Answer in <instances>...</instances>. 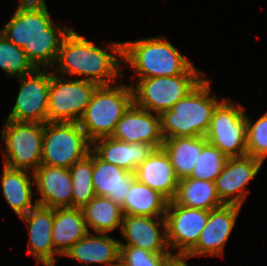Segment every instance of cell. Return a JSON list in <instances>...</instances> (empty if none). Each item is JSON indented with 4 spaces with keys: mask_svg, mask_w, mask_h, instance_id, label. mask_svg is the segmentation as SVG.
I'll return each mask as SVG.
<instances>
[{
    "mask_svg": "<svg viewBox=\"0 0 267 266\" xmlns=\"http://www.w3.org/2000/svg\"><path fill=\"white\" fill-rule=\"evenodd\" d=\"M169 254L152 253L145 249L120 245V266H165Z\"/></svg>",
    "mask_w": 267,
    "mask_h": 266,
    "instance_id": "33",
    "label": "cell"
},
{
    "mask_svg": "<svg viewBox=\"0 0 267 266\" xmlns=\"http://www.w3.org/2000/svg\"><path fill=\"white\" fill-rule=\"evenodd\" d=\"M209 212L169 201L165 214L168 247L178 249L177 253H188L206 226Z\"/></svg>",
    "mask_w": 267,
    "mask_h": 266,
    "instance_id": "12",
    "label": "cell"
},
{
    "mask_svg": "<svg viewBox=\"0 0 267 266\" xmlns=\"http://www.w3.org/2000/svg\"><path fill=\"white\" fill-rule=\"evenodd\" d=\"M3 167L1 186L4 198L14 213L20 217L37 206L36 202L32 203L34 186L31 181H34V176L29 177V172L26 170L13 169L5 165Z\"/></svg>",
    "mask_w": 267,
    "mask_h": 266,
    "instance_id": "24",
    "label": "cell"
},
{
    "mask_svg": "<svg viewBox=\"0 0 267 266\" xmlns=\"http://www.w3.org/2000/svg\"><path fill=\"white\" fill-rule=\"evenodd\" d=\"M5 128L1 131L5 151V166L34 172L40 165L42 157L44 123L17 122L6 119Z\"/></svg>",
    "mask_w": 267,
    "mask_h": 266,
    "instance_id": "8",
    "label": "cell"
},
{
    "mask_svg": "<svg viewBox=\"0 0 267 266\" xmlns=\"http://www.w3.org/2000/svg\"><path fill=\"white\" fill-rule=\"evenodd\" d=\"M207 143L205 136L164 139L162 148L168 154L179 180L191 175L195 162Z\"/></svg>",
    "mask_w": 267,
    "mask_h": 266,
    "instance_id": "25",
    "label": "cell"
},
{
    "mask_svg": "<svg viewBox=\"0 0 267 266\" xmlns=\"http://www.w3.org/2000/svg\"><path fill=\"white\" fill-rule=\"evenodd\" d=\"M161 226L164 227L162 234L159 231ZM120 231L127 240V244L120 241V245L138 247L158 254L171 253L168 249L165 217L123 215Z\"/></svg>",
    "mask_w": 267,
    "mask_h": 266,
    "instance_id": "16",
    "label": "cell"
},
{
    "mask_svg": "<svg viewBox=\"0 0 267 266\" xmlns=\"http://www.w3.org/2000/svg\"><path fill=\"white\" fill-rule=\"evenodd\" d=\"M123 60L138 78L203 74L162 36L122 42Z\"/></svg>",
    "mask_w": 267,
    "mask_h": 266,
    "instance_id": "3",
    "label": "cell"
},
{
    "mask_svg": "<svg viewBox=\"0 0 267 266\" xmlns=\"http://www.w3.org/2000/svg\"><path fill=\"white\" fill-rule=\"evenodd\" d=\"M155 149L150 143H127L112 137H104L94 140L91 150L103 161L134 173Z\"/></svg>",
    "mask_w": 267,
    "mask_h": 266,
    "instance_id": "20",
    "label": "cell"
},
{
    "mask_svg": "<svg viewBox=\"0 0 267 266\" xmlns=\"http://www.w3.org/2000/svg\"><path fill=\"white\" fill-rule=\"evenodd\" d=\"M136 179L172 201L178 186L173 166L165 150L157 148L134 172Z\"/></svg>",
    "mask_w": 267,
    "mask_h": 266,
    "instance_id": "19",
    "label": "cell"
},
{
    "mask_svg": "<svg viewBox=\"0 0 267 266\" xmlns=\"http://www.w3.org/2000/svg\"><path fill=\"white\" fill-rule=\"evenodd\" d=\"M64 79L50 72L48 122L78 123L99 85L84 79Z\"/></svg>",
    "mask_w": 267,
    "mask_h": 266,
    "instance_id": "9",
    "label": "cell"
},
{
    "mask_svg": "<svg viewBox=\"0 0 267 266\" xmlns=\"http://www.w3.org/2000/svg\"><path fill=\"white\" fill-rule=\"evenodd\" d=\"M192 256L188 253H176L172 252L168 255L165 266H189L186 264V260Z\"/></svg>",
    "mask_w": 267,
    "mask_h": 266,
    "instance_id": "34",
    "label": "cell"
},
{
    "mask_svg": "<svg viewBox=\"0 0 267 266\" xmlns=\"http://www.w3.org/2000/svg\"><path fill=\"white\" fill-rule=\"evenodd\" d=\"M97 234V236H92L88 232L64 256L86 266L93 263L118 266L120 264V240L108 236L107 233Z\"/></svg>",
    "mask_w": 267,
    "mask_h": 266,
    "instance_id": "21",
    "label": "cell"
},
{
    "mask_svg": "<svg viewBox=\"0 0 267 266\" xmlns=\"http://www.w3.org/2000/svg\"><path fill=\"white\" fill-rule=\"evenodd\" d=\"M263 161L252 156L227 158L215 180L219 199L224 204L242 206L249 192L246 185L258 174Z\"/></svg>",
    "mask_w": 267,
    "mask_h": 266,
    "instance_id": "13",
    "label": "cell"
},
{
    "mask_svg": "<svg viewBox=\"0 0 267 266\" xmlns=\"http://www.w3.org/2000/svg\"><path fill=\"white\" fill-rule=\"evenodd\" d=\"M168 202L159 192L135 179L121 209L123 215L165 217Z\"/></svg>",
    "mask_w": 267,
    "mask_h": 266,
    "instance_id": "27",
    "label": "cell"
},
{
    "mask_svg": "<svg viewBox=\"0 0 267 266\" xmlns=\"http://www.w3.org/2000/svg\"><path fill=\"white\" fill-rule=\"evenodd\" d=\"M92 142L76 122H46L40 164L70 168L89 155Z\"/></svg>",
    "mask_w": 267,
    "mask_h": 266,
    "instance_id": "6",
    "label": "cell"
},
{
    "mask_svg": "<svg viewBox=\"0 0 267 266\" xmlns=\"http://www.w3.org/2000/svg\"><path fill=\"white\" fill-rule=\"evenodd\" d=\"M40 198L38 206L47 208H72V181L69 168L40 164L33 172Z\"/></svg>",
    "mask_w": 267,
    "mask_h": 266,
    "instance_id": "18",
    "label": "cell"
},
{
    "mask_svg": "<svg viewBox=\"0 0 267 266\" xmlns=\"http://www.w3.org/2000/svg\"><path fill=\"white\" fill-rule=\"evenodd\" d=\"M205 137L227 158L246 156V114L241 106L223 98L212 114Z\"/></svg>",
    "mask_w": 267,
    "mask_h": 266,
    "instance_id": "10",
    "label": "cell"
},
{
    "mask_svg": "<svg viewBox=\"0 0 267 266\" xmlns=\"http://www.w3.org/2000/svg\"><path fill=\"white\" fill-rule=\"evenodd\" d=\"M111 137L127 143H150L156 149L161 148L164 139L160 114H152L133 102L116 124Z\"/></svg>",
    "mask_w": 267,
    "mask_h": 266,
    "instance_id": "15",
    "label": "cell"
},
{
    "mask_svg": "<svg viewBox=\"0 0 267 266\" xmlns=\"http://www.w3.org/2000/svg\"><path fill=\"white\" fill-rule=\"evenodd\" d=\"M246 148L247 155L264 162L267 157V111L252 122L246 115Z\"/></svg>",
    "mask_w": 267,
    "mask_h": 266,
    "instance_id": "32",
    "label": "cell"
},
{
    "mask_svg": "<svg viewBox=\"0 0 267 266\" xmlns=\"http://www.w3.org/2000/svg\"><path fill=\"white\" fill-rule=\"evenodd\" d=\"M72 181V208H83L95 196L93 187V151L69 168Z\"/></svg>",
    "mask_w": 267,
    "mask_h": 266,
    "instance_id": "29",
    "label": "cell"
},
{
    "mask_svg": "<svg viewBox=\"0 0 267 266\" xmlns=\"http://www.w3.org/2000/svg\"><path fill=\"white\" fill-rule=\"evenodd\" d=\"M203 79V74L138 78L135 86L131 84L133 101L140 108L161 114L171 109Z\"/></svg>",
    "mask_w": 267,
    "mask_h": 266,
    "instance_id": "7",
    "label": "cell"
},
{
    "mask_svg": "<svg viewBox=\"0 0 267 266\" xmlns=\"http://www.w3.org/2000/svg\"><path fill=\"white\" fill-rule=\"evenodd\" d=\"M0 68L9 77H22L32 73L36 68L28 60L19 46L9 41L0 33Z\"/></svg>",
    "mask_w": 267,
    "mask_h": 266,
    "instance_id": "30",
    "label": "cell"
},
{
    "mask_svg": "<svg viewBox=\"0 0 267 266\" xmlns=\"http://www.w3.org/2000/svg\"><path fill=\"white\" fill-rule=\"evenodd\" d=\"M88 233L81 208H54L52 241L55 250L64 254Z\"/></svg>",
    "mask_w": 267,
    "mask_h": 266,
    "instance_id": "23",
    "label": "cell"
},
{
    "mask_svg": "<svg viewBox=\"0 0 267 266\" xmlns=\"http://www.w3.org/2000/svg\"><path fill=\"white\" fill-rule=\"evenodd\" d=\"M29 229V248L27 253L44 266H56L55 255L61 256L54 248L52 227L54 208L36 206L19 217Z\"/></svg>",
    "mask_w": 267,
    "mask_h": 266,
    "instance_id": "17",
    "label": "cell"
},
{
    "mask_svg": "<svg viewBox=\"0 0 267 266\" xmlns=\"http://www.w3.org/2000/svg\"><path fill=\"white\" fill-rule=\"evenodd\" d=\"M50 70L35 69L22 76L20 90L11 113L7 119L17 122H48V96L50 88Z\"/></svg>",
    "mask_w": 267,
    "mask_h": 266,
    "instance_id": "11",
    "label": "cell"
},
{
    "mask_svg": "<svg viewBox=\"0 0 267 266\" xmlns=\"http://www.w3.org/2000/svg\"><path fill=\"white\" fill-rule=\"evenodd\" d=\"M11 20L0 29L9 41L22 48L36 69L53 68L63 39L72 30L56 27L45 0H19Z\"/></svg>",
    "mask_w": 267,
    "mask_h": 266,
    "instance_id": "1",
    "label": "cell"
},
{
    "mask_svg": "<svg viewBox=\"0 0 267 266\" xmlns=\"http://www.w3.org/2000/svg\"><path fill=\"white\" fill-rule=\"evenodd\" d=\"M93 187L96 196L108 197L122 206L135 174L100 159L93 152Z\"/></svg>",
    "mask_w": 267,
    "mask_h": 266,
    "instance_id": "22",
    "label": "cell"
},
{
    "mask_svg": "<svg viewBox=\"0 0 267 266\" xmlns=\"http://www.w3.org/2000/svg\"><path fill=\"white\" fill-rule=\"evenodd\" d=\"M227 157L221 150L207 143L201 150L195 162L194 169L189 176L198 180L215 182L222 172Z\"/></svg>",
    "mask_w": 267,
    "mask_h": 266,
    "instance_id": "31",
    "label": "cell"
},
{
    "mask_svg": "<svg viewBox=\"0 0 267 266\" xmlns=\"http://www.w3.org/2000/svg\"><path fill=\"white\" fill-rule=\"evenodd\" d=\"M242 206L223 204L209 212L208 221L196 245L188 252L195 256H224V247L235 227Z\"/></svg>",
    "mask_w": 267,
    "mask_h": 266,
    "instance_id": "14",
    "label": "cell"
},
{
    "mask_svg": "<svg viewBox=\"0 0 267 266\" xmlns=\"http://www.w3.org/2000/svg\"><path fill=\"white\" fill-rule=\"evenodd\" d=\"M211 81L203 79L184 98L160 114L163 139L206 136L212 114L221 102L211 92Z\"/></svg>",
    "mask_w": 267,
    "mask_h": 266,
    "instance_id": "4",
    "label": "cell"
},
{
    "mask_svg": "<svg viewBox=\"0 0 267 266\" xmlns=\"http://www.w3.org/2000/svg\"><path fill=\"white\" fill-rule=\"evenodd\" d=\"M133 102L131 85H99L78 124L91 142L111 137L116 124Z\"/></svg>",
    "mask_w": 267,
    "mask_h": 266,
    "instance_id": "5",
    "label": "cell"
},
{
    "mask_svg": "<svg viewBox=\"0 0 267 266\" xmlns=\"http://www.w3.org/2000/svg\"><path fill=\"white\" fill-rule=\"evenodd\" d=\"M85 224L96 233H108L120 228L123 212L121 206L108 197L95 196L83 208Z\"/></svg>",
    "mask_w": 267,
    "mask_h": 266,
    "instance_id": "28",
    "label": "cell"
},
{
    "mask_svg": "<svg viewBox=\"0 0 267 266\" xmlns=\"http://www.w3.org/2000/svg\"><path fill=\"white\" fill-rule=\"evenodd\" d=\"M103 50L71 30L63 39L54 69L59 75L84 76L81 79L98 85H111L122 75V42H111ZM114 54H111V53ZM118 56V57H117ZM119 57L121 60H119ZM56 66V67H55Z\"/></svg>",
    "mask_w": 267,
    "mask_h": 266,
    "instance_id": "2",
    "label": "cell"
},
{
    "mask_svg": "<svg viewBox=\"0 0 267 266\" xmlns=\"http://www.w3.org/2000/svg\"><path fill=\"white\" fill-rule=\"evenodd\" d=\"M172 201L183 207L208 211L224 204L219 199L215 182L190 177L178 181L177 191Z\"/></svg>",
    "mask_w": 267,
    "mask_h": 266,
    "instance_id": "26",
    "label": "cell"
}]
</instances>
